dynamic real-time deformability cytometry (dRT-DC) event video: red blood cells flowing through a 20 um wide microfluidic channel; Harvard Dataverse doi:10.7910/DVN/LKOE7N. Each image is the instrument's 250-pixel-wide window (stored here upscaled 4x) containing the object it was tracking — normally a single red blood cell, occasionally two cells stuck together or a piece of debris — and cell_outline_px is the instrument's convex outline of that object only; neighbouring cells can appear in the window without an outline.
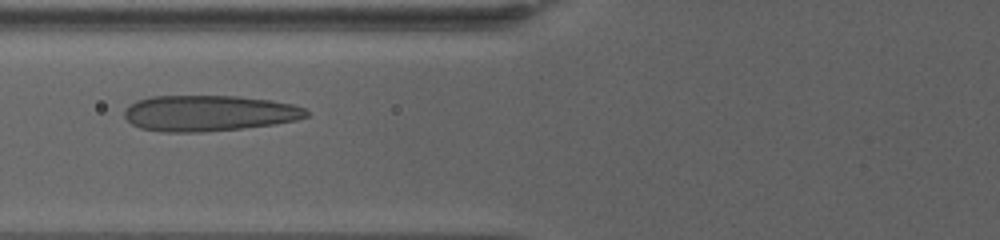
{"species": "human", "species_latin": "Homo sapiens", "temperature_condition": "warm", "stored_images_in_passage": 49, "camera_frame_rate_fps": 3000, "um_per_image_px": 0.085, "donor": {"sex": "female"}, "frame": {"image": 1, "passage_image": 13, "time_ms": 4.0, "image_size_px": [1000, 240], "cell_outline_px": [[308, 116], [296, 120], [276, 124], [240, 128], [200, 132], [164, 132], [140, 128], [132, 124], [124, 116], [124, 112], [136, 100], [152, 96], [240, 96], [272, 100], [292, 104], [304, 108], [308, 112]], "centroid_in_image_um": [17.77, 9.62], "position_along_channel_um": 108.0, "area_um2": 37.97}}
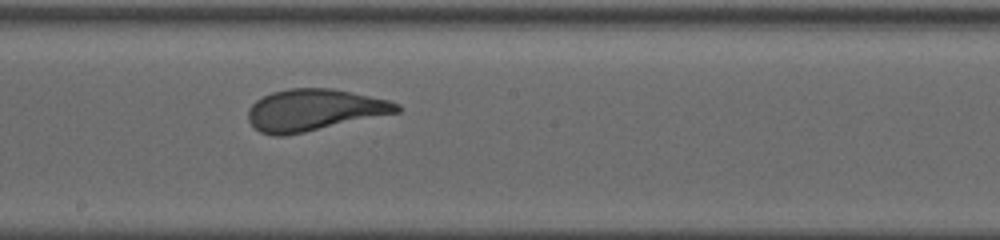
{"frame": {"image": 2, "passage_image": 25, "time_ms": 8.0, "image_size_px": [1000, 240], "cell_outline_px": [[400, 112], [304, 132], [284, 136], [272, 136], [260, 132], [248, 120], [248, 108], [256, 100], [272, 92], [288, 88], [332, 88], [388, 100], [400, 104]], "centroid_in_image_um": [26.68, 9.35], "position_along_channel_um": 221.5, "area_um2": 35.95}}
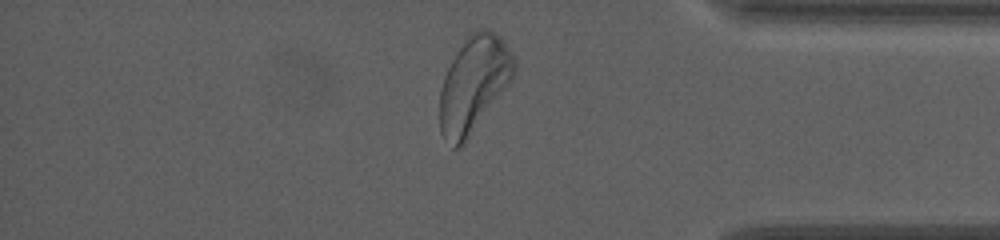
{"frame": {"image": 3, "passage_image": 45, "time_ms": 14.667, "image_size_px": [1000, 240], "cell_outline_px": [[516, 68], [512, 80], [468, 140], [460, 148], [452, 148], [440, 132], [440, 88], [444, 76], [456, 52], [468, 36], [476, 28], [488, 28], [496, 32], [504, 40], [516, 60]], "centroid_in_image_um": [40.29, 7.16], "position_along_channel_um": 394.9, "area_um2": 41.96}, "authors_computed_cell_mechanics": {"area_um2": 36.703, "velocity_mm_per_s": 2.8376, "shape_relaxation_time_tau1_ms": 5.5994, "shape_relaxation_time_tau2_ms": null, "deformation_change_tau1": 0.2174, "deformation_change_tau2": null}}